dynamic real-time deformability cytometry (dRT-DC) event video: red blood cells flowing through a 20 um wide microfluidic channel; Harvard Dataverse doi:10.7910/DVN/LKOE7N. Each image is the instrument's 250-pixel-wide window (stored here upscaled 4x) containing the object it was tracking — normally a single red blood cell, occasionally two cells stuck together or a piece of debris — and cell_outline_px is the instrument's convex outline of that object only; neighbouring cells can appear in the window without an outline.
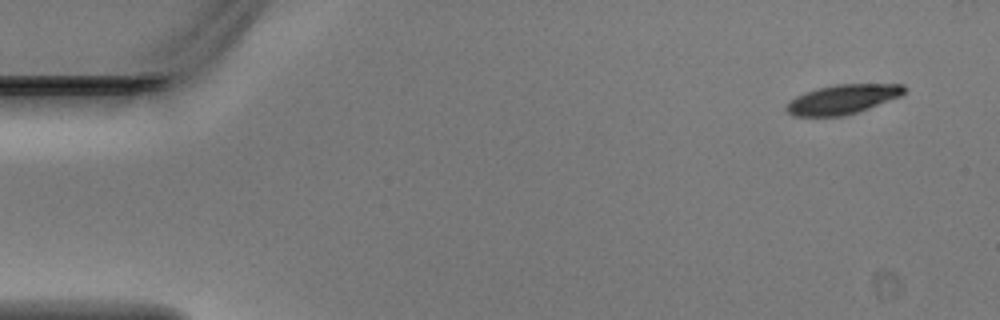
{"species": "Egyptian fruit bat (a non-hibernating species)", "species_latin": "Rousettus aegyptiacus", "temperature_condition": "warm", "stored_images_in_passage": 5, "camera_frame_rate_fps": 3000, "um_per_image_px": 0.085, "animal": {"sex": "male"}, "frame": {"image": 1, "passage_image": 1, "time_ms": 0.0, "image_size_px": [1000, 320], "cell_outline_px": [[904, 92], [900, 96], [868, 108], [844, 116], [792, 116], [784, 108], [784, 104], [796, 96], [804, 92], [836, 84], [904, 84]], "centroid_in_image_um": [71.56, 8.44], "position_along_channel_um": 13.4, "area_um2": 20.06}}
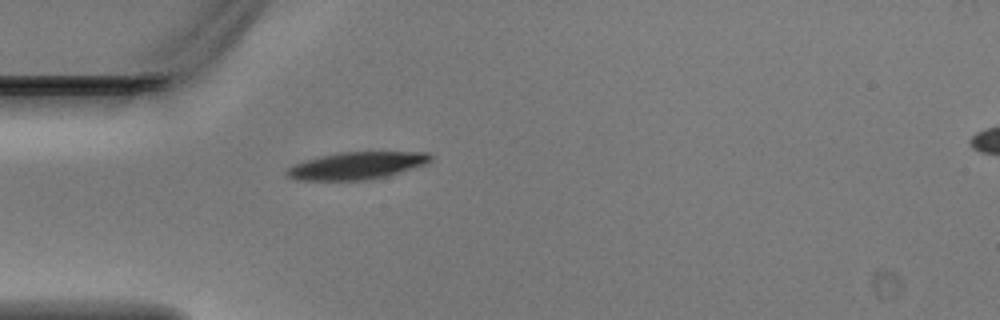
{"frame": {"image": 2, "passage_image": 4, "time_ms": 1.0, "image_size_px": [1000, 320], "cell_outline_px": [[432, 160], [424, 164], [384, 176], [368, 180], [296, 180], [284, 176], [284, 172], [288, 168], [296, 164], [308, 160], [340, 152], [428, 152], [432, 156]], "centroid_in_image_um": [30.29, 14.08], "position_along_channel_um": 54.7, "area_um2": 22.43}}